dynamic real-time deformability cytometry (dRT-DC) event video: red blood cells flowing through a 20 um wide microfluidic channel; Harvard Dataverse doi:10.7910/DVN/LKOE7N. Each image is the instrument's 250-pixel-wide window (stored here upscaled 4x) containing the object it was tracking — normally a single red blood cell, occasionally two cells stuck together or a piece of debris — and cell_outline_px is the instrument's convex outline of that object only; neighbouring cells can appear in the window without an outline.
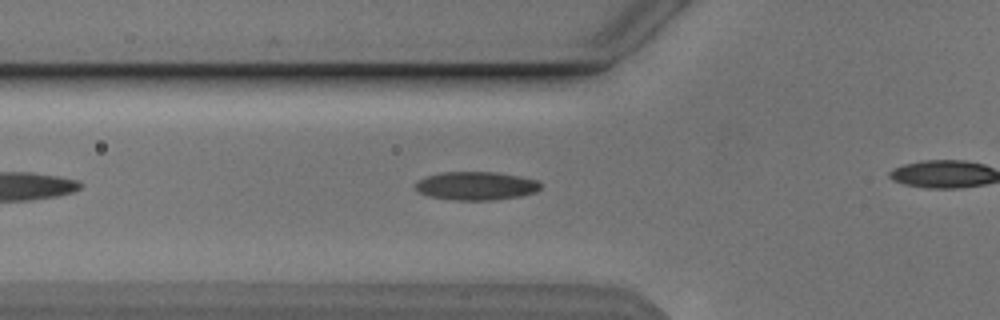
{"species": "Egyptian fruit bat (a non-hibernating species)", "species_latin": "Rousettus aegyptiacus", "temperature_condition": "cold", "stored_images_in_passage": 30, "camera_frame_rate_fps": 3000, "um_per_image_px": 0.085, "animal": {"sex": "male"}, "frame": {"image": 1, "passage_image": 12, "time_ms": 3.667, "image_size_px": [1000, 320], "cell_outline_px": [[540, 188], [536, 192], [520, 196], [496, 200], [452, 200], [428, 196], [420, 192], [416, 188], [416, 184], [420, 180], [428, 176], [444, 172], [496, 172], [520, 176], [536, 180], [540, 184]], "centroid_in_image_um": [40.5, 15.8], "position_along_channel_um": 85.3, "area_um2": 20.58}}
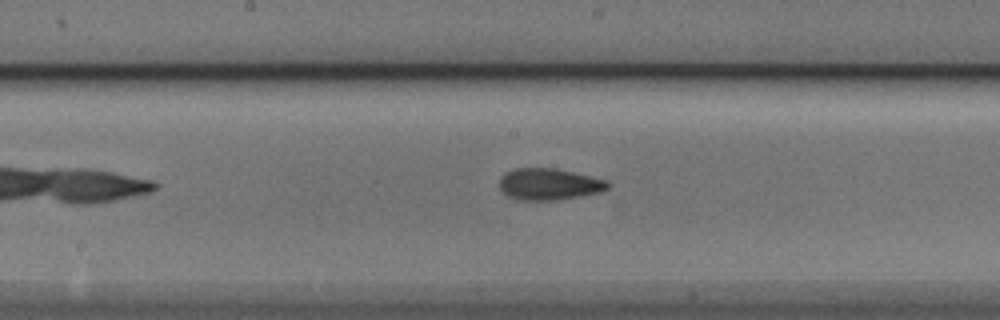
{"frame": {"image": 2, "passage_image": 21, "time_ms": 6.667, "image_size_px": [1000, 320], "cell_outline_px": [[612, 184], [608, 188], [600, 192], [580, 196], [556, 200], [520, 200], [508, 196], [500, 188], [500, 176], [504, 172], [516, 168], [556, 168], [608, 180]], "centroid_in_image_um": [46.68, 15.65], "position_along_channel_um": 201.5, "area_um2": 20.06}}
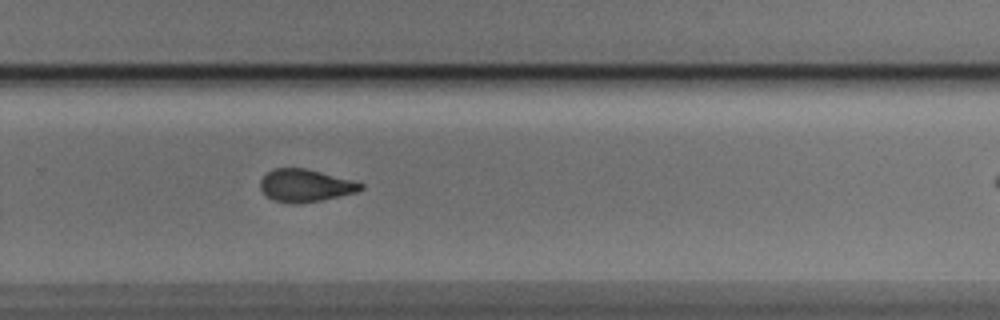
{"frame": {"image": 3, "passage_image": 29, "time_ms": 9.333, "image_size_px": [1000, 320], "cell_outline_px": [[364, 188], [356, 192], [320, 200], [296, 204], [292, 204], [272, 200], [260, 188], [260, 180], [268, 172], [276, 168], [304, 168], [352, 180], [364, 184]], "centroid_in_image_um": [25.94, 15.77], "position_along_channel_um": 303.9, "area_um2": 18.79}}